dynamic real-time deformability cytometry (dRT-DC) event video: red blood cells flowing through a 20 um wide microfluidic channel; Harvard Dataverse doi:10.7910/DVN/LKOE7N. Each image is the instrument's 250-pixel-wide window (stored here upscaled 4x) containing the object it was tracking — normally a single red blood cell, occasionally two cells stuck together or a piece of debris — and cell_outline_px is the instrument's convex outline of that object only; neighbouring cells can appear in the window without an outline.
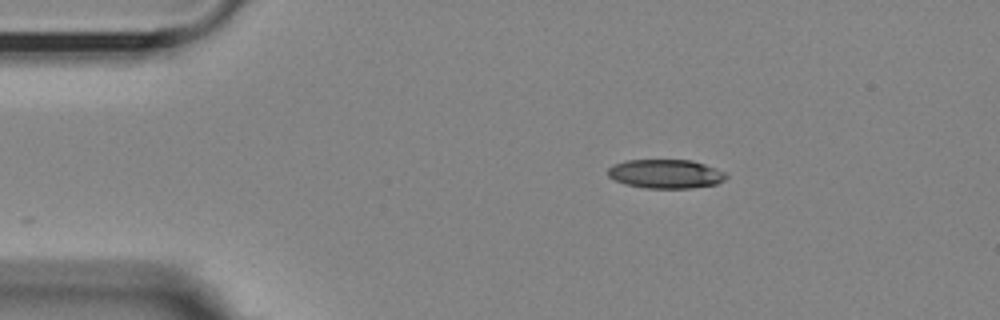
{"species": "Egyptian fruit bat (a non-hibernating species)", "species_latin": "Rousettus aegyptiacus", "temperature_condition": "room temperature", "stored_images_in_passage": 47, "camera_frame_rate_fps": 3000, "um_per_image_px": 0.085, "animal": {"sex": "female"}, "frame": {"image": 1, "passage_image": 1, "time_ms": 0.0, "image_size_px": [1000, 320], "cell_outline_px": [[728, 176], [724, 180], [716, 184], [692, 188], [644, 188], [624, 184], [608, 176], [608, 168], [612, 164], [624, 160], [692, 160], [716, 168], [724, 172]], "centroid_in_image_um": [56.56, 14.78], "position_along_channel_um": 28.4, "area_um2": 20.06}}
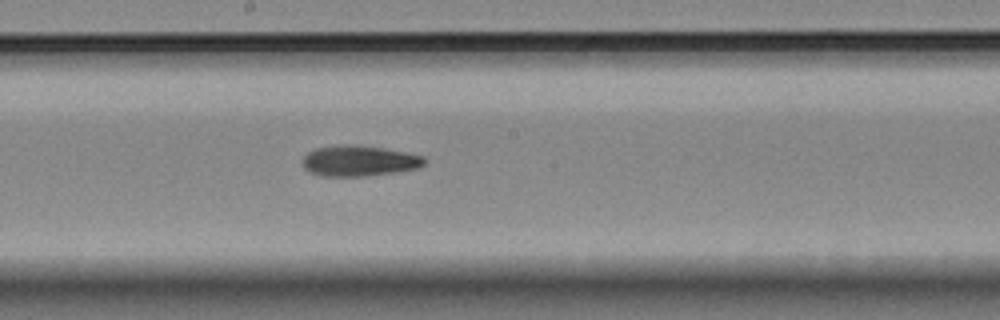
{"frame": {"image": 2, "passage_image": 21, "time_ms": 6.667, "image_size_px": [1000, 320], "cell_outline_px": [[428, 160], [424, 164], [416, 168], [396, 172], [364, 176], [324, 176], [308, 172], [300, 164], [300, 160], [308, 152], [316, 148], [336, 144], [360, 144], [384, 148], [424, 156]], "centroid_in_image_um": [30.47, 13.66], "position_along_channel_um": 217.7, "area_um2": 22.2}}
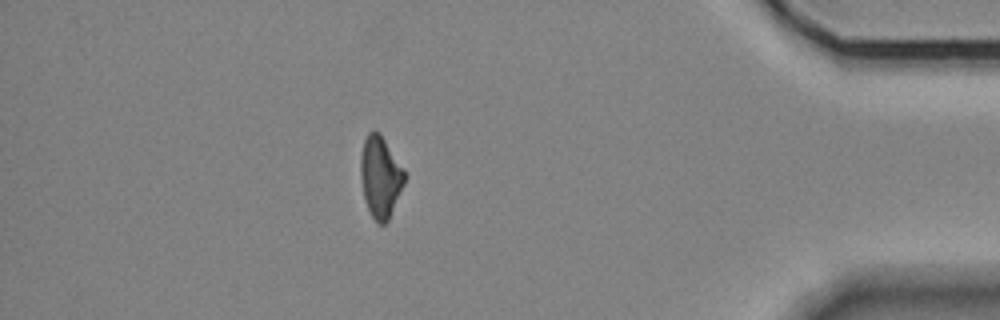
{"frame": {"image": 3, "passage_image": 40, "time_ms": 13.0, "image_size_px": [1000, 320], "cell_outline_px": [[404, 184], [388, 220], [384, 224], [380, 224], [372, 216], [364, 200], [360, 176], [360, 156], [364, 140], [368, 132], [380, 132], [404, 168]], "centroid_in_image_um": [32.32, 15.01], "position_along_channel_um": 402.9, "area_um2": 20.75}, "authors_computed_cell_mechanics": {"area_um2": 21.3282, "velocity_mm_per_s": 3.6032, "shape_relaxation_time_tau1_ms": 9.8393, "shape_relaxation_time_tau2_ms": 6.407, "deformation_change_tau1": 0.2183, "deformation_change_tau2": 0.1638}}